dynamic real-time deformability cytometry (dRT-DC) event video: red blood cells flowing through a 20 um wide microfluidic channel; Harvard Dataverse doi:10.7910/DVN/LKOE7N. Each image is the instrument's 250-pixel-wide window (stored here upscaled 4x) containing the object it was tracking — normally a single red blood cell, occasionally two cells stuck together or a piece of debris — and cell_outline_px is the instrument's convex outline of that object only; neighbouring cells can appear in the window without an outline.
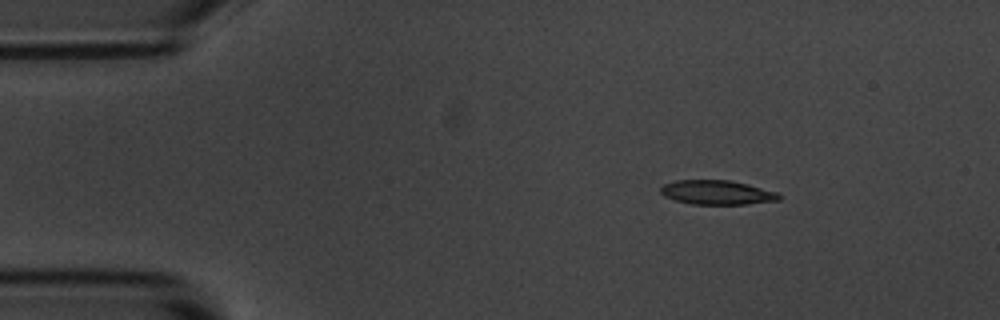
{"species": "common noctule bat (a hibernating species)", "species_latin": "Nyctalus noctula", "temperature_condition": "room temperature", "stored_images_in_passage": 3, "camera_frame_rate_fps": 3000, "um_per_image_px": 0.085, "animal": {"sex": "male", "body_mass_g": 20.1, "forearm_length_mm": 53.5}, "frame": {"image": 1, "passage_image": 1, "time_ms": 0.0, "image_size_px": [1000, 320], "cell_outline_px": [[784, 196], [780, 200], [748, 204], [692, 204], [676, 200], [664, 196], [660, 192], [660, 188], [664, 184], [676, 180], [728, 180], [748, 184], [776, 192]], "centroid_in_image_um": [60.97, 16.36], "position_along_channel_um": 24.0, "area_um2": 16.76}}